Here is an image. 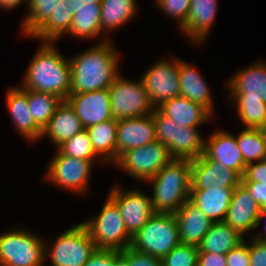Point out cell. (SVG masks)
Masks as SVG:
<instances>
[{"mask_svg":"<svg viewBox=\"0 0 266 266\" xmlns=\"http://www.w3.org/2000/svg\"><path fill=\"white\" fill-rule=\"evenodd\" d=\"M153 115L156 140L164 144L170 156L193 160L204 153L205 138L200 127H182L158 108Z\"/></svg>","mask_w":266,"mask_h":266,"instance_id":"cell-5","label":"cell"},{"mask_svg":"<svg viewBox=\"0 0 266 266\" xmlns=\"http://www.w3.org/2000/svg\"><path fill=\"white\" fill-rule=\"evenodd\" d=\"M172 58L161 57L140 77L155 108L180 95L179 58Z\"/></svg>","mask_w":266,"mask_h":266,"instance_id":"cell-12","label":"cell"},{"mask_svg":"<svg viewBox=\"0 0 266 266\" xmlns=\"http://www.w3.org/2000/svg\"><path fill=\"white\" fill-rule=\"evenodd\" d=\"M117 123L113 118L86 128L95 153L109 166L116 162Z\"/></svg>","mask_w":266,"mask_h":266,"instance_id":"cell-31","label":"cell"},{"mask_svg":"<svg viewBox=\"0 0 266 266\" xmlns=\"http://www.w3.org/2000/svg\"><path fill=\"white\" fill-rule=\"evenodd\" d=\"M260 210L259 204L251 196L248 189L240 183L234 188L224 221L244 238H247V234L252 236L255 230Z\"/></svg>","mask_w":266,"mask_h":266,"instance_id":"cell-17","label":"cell"},{"mask_svg":"<svg viewBox=\"0 0 266 266\" xmlns=\"http://www.w3.org/2000/svg\"><path fill=\"white\" fill-rule=\"evenodd\" d=\"M20 88L50 93L63 101L71 93V66L69 59L56 47L57 42H38Z\"/></svg>","mask_w":266,"mask_h":266,"instance_id":"cell-2","label":"cell"},{"mask_svg":"<svg viewBox=\"0 0 266 266\" xmlns=\"http://www.w3.org/2000/svg\"><path fill=\"white\" fill-rule=\"evenodd\" d=\"M84 129L74 109L67 101H62L55 113L43 128L40 140L48 138L57 149L63 142ZM56 146V147H55Z\"/></svg>","mask_w":266,"mask_h":266,"instance_id":"cell-26","label":"cell"},{"mask_svg":"<svg viewBox=\"0 0 266 266\" xmlns=\"http://www.w3.org/2000/svg\"><path fill=\"white\" fill-rule=\"evenodd\" d=\"M84 3H91V4H93V3H96V4H101V2L103 1V0H82Z\"/></svg>","mask_w":266,"mask_h":266,"instance_id":"cell-48","label":"cell"},{"mask_svg":"<svg viewBox=\"0 0 266 266\" xmlns=\"http://www.w3.org/2000/svg\"><path fill=\"white\" fill-rule=\"evenodd\" d=\"M120 54L115 43L108 40L69 57L71 93L108 89L121 73Z\"/></svg>","mask_w":266,"mask_h":266,"instance_id":"cell-1","label":"cell"},{"mask_svg":"<svg viewBox=\"0 0 266 266\" xmlns=\"http://www.w3.org/2000/svg\"><path fill=\"white\" fill-rule=\"evenodd\" d=\"M235 187H210L191 190L190 201L212 221H224L231 203Z\"/></svg>","mask_w":266,"mask_h":266,"instance_id":"cell-27","label":"cell"},{"mask_svg":"<svg viewBox=\"0 0 266 266\" xmlns=\"http://www.w3.org/2000/svg\"><path fill=\"white\" fill-rule=\"evenodd\" d=\"M121 262L125 266H159L162 263L160 259L139 252L130 246L121 251Z\"/></svg>","mask_w":266,"mask_h":266,"instance_id":"cell-39","label":"cell"},{"mask_svg":"<svg viewBox=\"0 0 266 266\" xmlns=\"http://www.w3.org/2000/svg\"><path fill=\"white\" fill-rule=\"evenodd\" d=\"M227 80L224 86L228 90V99H260L266 102V60L240 67Z\"/></svg>","mask_w":266,"mask_h":266,"instance_id":"cell-14","label":"cell"},{"mask_svg":"<svg viewBox=\"0 0 266 266\" xmlns=\"http://www.w3.org/2000/svg\"><path fill=\"white\" fill-rule=\"evenodd\" d=\"M218 1L191 0L185 24L179 29L183 37H187L196 46L206 42L217 16Z\"/></svg>","mask_w":266,"mask_h":266,"instance_id":"cell-20","label":"cell"},{"mask_svg":"<svg viewBox=\"0 0 266 266\" xmlns=\"http://www.w3.org/2000/svg\"><path fill=\"white\" fill-rule=\"evenodd\" d=\"M61 0H28L27 10L22 19L20 32L30 38L51 16Z\"/></svg>","mask_w":266,"mask_h":266,"instance_id":"cell-33","label":"cell"},{"mask_svg":"<svg viewBox=\"0 0 266 266\" xmlns=\"http://www.w3.org/2000/svg\"><path fill=\"white\" fill-rule=\"evenodd\" d=\"M236 141L246 165L262 160L265 148L264 129L243 128L236 135Z\"/></svg>","mask_w":266,"mask_h":266,"instance_id":"cell-35","label":"cell"},{"mask_svg":"<svg viewBox=\"0 0 266 266\" xmlns=\"http://www.w3.org/2000/svg\"><path fill=\"white\" fill-rule=\"evenodd\" d=\"M138 11L137 0H103L100 14L101 33L108 40H112V32L129 23Z\"/></svg>","mask_w":266,"mask_h":266,"instance_id":"cell-28","label":"cell"},{"mask_svg":"<svg viewBox=\"0 0 266 266\" xmlns=\"http://www.w3.org/2000/svg\"><path fill=\"white\" fill-rule=\"evenodd\" d=\"M146 184L150 185L154 213L174 214L190 199L191 160L173 158Z\"/></svg>","mask_w":266,"mask_h":266,"instance_id":"cell-3","label":"cell"},{"mask_svg":"<svg viewBox=\"0 0 266 266\" xmlns=\"http://www.w3.org/2000/svg\"><path fill=\"white\" fill-rule=\"evenodd\" d=\"M250 192L251 196L259 204L260 208H266V184L260 182H241Z\"/></svg>","mask_w":266,"mask_h":266,"instance_id":"cell-44","label":"cell"},{"mask_svg":"<svg viewBox=\"0 0 266 266\" xmlns=\"http://www.w3.org/2000/svg\"><path fill=\"white\" fill-rule=\"evenodd\" d=\"M63 155L83 160H91L94 164L107 165L93 149L89 133L86 129L75 134L57 148ZM98 161V163H97Z\"/></svg>","mask_w":266,"mask_h":266,"instance_id":"cell-36","label":"cell"},{"mask_svg":"<svg viewBox=\"0 0 266 266\" xmlns=\"http://www.w3.org/2000/svg\"><path fill=\"white\" fill-rule=\"evenodd\" d=\"M154 3L165 17L177 22V28L185 24L191 0H154Z\"/></svg>","mask_w":266,"mask_h":266,"instance_id":"cell-38","label":"cell"},{"mask_svg":"<svg viewBox=\"0 0 266 266\" xmlns=\"http://www.w3.org/2000/svg\"><path fill=\"white\" fill-rule=\"evenodd\" d=\"M156 141L153 115L118 120L116 161L126 151Z\"/></svg>","mask_w":266,"mask_h":266,"instance_id":"cell-19","label":"cell"},{"mask_svg":"<svg viewBox=\"0 0 266 266\" xmlns=\"http://www.w3.org/2000/svg\"><path fill=\"white\" fill-rule=\"evenodd\" d=\"M157 108L181 128L201 127L209 124L211 119L215 120V116L207 108L181 95L164 101Z\"/></svg>","mask_w":266,"mask_h":266,"instance_id":"cell-23","label":"cell"},{"mask_svg":"<svg viewBox=\"0 0 266 266\" xmlns=\"http://www.w3.org/2000/svg\"><path fill=\"white\" fill-rule=\"evenodd\" d=\"M227 130L218 128L205 139L204 153L206 159H212L236 171L241 177L246 164L240 151L236 135Z\"/></svg>","mask_w":266,"mask_h":266,"instance_id":"cell-18","label":"cell"},{"mask_svg":"<svg viewBox=\"0 0 266 266\" xmlns=\"http://www.w3.org/2000/svg\"><path fill=\"white\" fill-rule=\"evenodd\" d=\"M198 252L197 246L180 243L161 262L164 266H197Z\"/></svg>","mask_w":266,"mask_h":266,"instance_id":"cell-37","label":"cell"},{"mask_svg":"<svg viewBox=\"0 0 266 266\" xmlns=\"http://www.w3.org/2000/svg\"><path fill=\"white\" fill-rule=\"evenodd\" d=\"M263 219H266V208H263L259 211L256 227L254 230L255 233H253L251 237L255 240L266 242V224L263 227L264 229H262L263 232L258 229L260 228L261 223L264 221Z\"/></svg>","mask_w":266,"mask_h":266,"instance_id":"cell-46","label":"cell"},{"mask_svg":"<svg viewBox=\"0 0 266 266\" xmlns=\"http://www.w3.org/2000/svg\"><path fill=\"white\" fill-rule=\"evenodd\" d=\"M182 244L199 246L213 222L194 205L186 201L175 213Z\"/></svg>","mask_w":266,"mask_h":266,"instance_id":"cell-24","label":"cell"},{"mask_svg":"<svg viewBox=\"0 0 266 266\" xmlns=\"http://www.w3.org/2000/svg\"><path fill=\"white\" fill-rule=\"evenodd\" d=\"M116 266H125L121 261Z\"/></svg>","mask_w":266,"mask_h":266,"instance_id":"cell-50","label":"cell"},{"mask_svg":"<svg viewBox=\"0 0 266 266\" xmlns=\"http://www.w3.org/2000/svg\"><path fill=\"white\" fill-rule=\"evenodd\" d=\"M21 89L27 94L30 113L35 123L43 130L63 100L50 93Z\"/></svg>","mask_w":266,"mask_h":266,"instance_id":"cell-34","label":"cell"},{"mask_svg":"<svg viewBox=\"0 0 266 266\" xmlns=\"http://www.w3.org/2000/svg\"><path fill=\"white\" fill-rule=\"evenodd\" d=\"M107 196L117 205L124 220L127 232L133 236L154 214L151 197L138 188H122L121 183H114Z\"/></svg>","mask_w":266,"mask_h":266,"instance_id":"cell-13","label":"cell"},{"mask_svg":"<svg viewBox=\"0 0 266 266\" xmlns=\"http://www.w3.org/2000/svg\"><path fill=\"white\" fill-rule=\"evenodd\" d=\"M226 255L198 252L197 266H227Z\"/></svg>","mask_w":266,"mask_h":266,"instance_id":"cell-45","label":"cell"},{"mask_svg":"<svg viewBox=\"0 0 266 266\" xmlns=\"http://www.w3.org/2000/svg\"><path fill=\"white\" fill-rule=\"evenodd\" d=\"M227 266H250L249 245L243 240L226 254Z\"/></svg>","mask_w":266,"mask_h":266,"instance_id":"cell-41","label":"cell"},{"mask_svg":"<svg viewBox=\"0 0 266 266\" xmlns=\"http://www.w3.org/2000/svg\"><path fill=\"white\" fill-rule=\"evenodd\" d=\"M22 3L27 6L28 0H0V11L11 12V10L17 9Z\"/></svg>","mask_w":266,"mask_h":266,"instance_id":"cell-47","label":"cell"},{"mask_svg":"<svg viewBox=\"0 0 266 266\" xmlns=\"http://www.w3.org/2000/svg\"><path fill=\"white\" fill-rule=\"evenodd\" d=\"M66 101L76 112L84 129L114 118L108 89L70 93Z\"/></svg>","mask_w":266,"mask_h":266,"instance_id":"cell-15","label":"cell"},{"mask_svg":"<svg viewBox=\"0 0 266 266\" xmlns=\"http://www.w3.org/2000/svg\"><path fill=\"white\" fill-rule=\"evenodd\" d=\"M242 177L219 162L206 159L203 155L191 160V190L210 187H236Z\"/></svg>","mask_w":266,"mask_h":266,"instance_id":"cell-16","label":"cell"},{"mask_svg":"<svg viewBox=\"0 0 266 266\" xmlns=\"http://www.w3.org/2000/svg\"><path fill=\"white\" fill-rule=\"evenodd\" d=\"M180 243L175 215L154 213L132 236L130 247L162 260Z\"/></svg>","mask_w":266,"mask_h":266,"instance_id":"cell-7","label":"cell"},{"mask_svg":"<svg viewBox=\"0 0 266 266\" xmlns=\"http://www.w3.org/2000/svg\"><path fill=\"white\" fill-rule=\"evenodd\" d=\"M241 182H260L266 184V162L261 160L247 164Z\"/></svg>","mask_w":266,"mask_h":266,"instance_id":"cell-43","label":"cell"},{"mask_svg":"<svg viewBox=\"0 0 266 266\" xmlns=\"http://www.w3.org/2000/svg\"><path fill=\"white\" fill-rule=\"evenodd\" d=\"M49 166L42 176L46 183L78 196L88 195L95 164L91 160H83L63 155L58 149L49 160Z\"/></svg>","mask_w":266,"mask_h":266,"instance_id":"cell-8","label":"cell"},{"mask_svg":"<svg viewBox=\"0 0 266 266\" xmlns=\"http://www.w3.org/2000/svg\"><path fill=\"white\" fill-rule=\"evenodd\" d=\"M81 8L82 9L73 16L69 33L66 36L83 41L95 40L97 37L101 38H97L98 42L96 43L108 41L101 33V4H89L87 2L84 3Z\"/></svg>","mask_w":266,"mask_h":266,"instance_id":"cell-29","label":"cell"},{"mask_svg":"<svg viewBox=\"0 0 266 266\" xmlns=\"http://www.w3.org/2000/svg\"><path fill=\"white\" fill-rule=\"evenodd\" d=\"M82 0H61L49 19L30 37L39 42H58L69 33L73 16L81 10Z\"/></svg>","mask_w":266,"mask_h":266,"instance_id":"cell-22","label":"cell"},{"mask_svg":"<svg viewBox=\"0 0 266 266\" xmlns=\"http://www.w3.org/2000/svg\"><path fill=\"white\" fill-rule=\"evenodd\" d=\"M6 109L22 139L29 143L40 140L42 129L35 123L28 104L27 94L17 85L5 93Z\"/></svg>","mask_w":266,"mask_h":266,"instance_id":"cell-21","label":"cell"},{"mask_svg":"<svg viewBox=\"0 0 266 266\" xmlns=\"http://www.w3.org/2000/svg\"><path fill=\"white\" fill-rule=\"evenodd\" d=\"M53 240H45V266L47 262L51 266H83L97 249L82 222L63 230Z\"/></svg>","mask_w":266,"mask_h":266,"instance_id":"cell-4","label":"cell"},{"mask_svg":"<svg viewBox=\"0 0 266 266\" xmlns=\"http://www.w3.org/2000/svg\"><path fill=\"white\" fill-rule=\"evenodd\" d=\"M244 240V237L225 221L213 222L198 246L199 252L226 255Z\"/></svg>","mask_w":266,"mask_h":266,"instance_id":"cell-30","label":"cell"},{"mask_svg":"<svg viewBox=\"0 0 266 266\" xmlns=\"http://www.w3.org/2000/svg\"><path fill=\"white\" fill-rule=\"evenodd\" d=\"M45 239L30 228L0 233V266H45Z\"/></svg>","mask_w":266,"mask_h":266,"instance_id":"cell-6","label":"cell"},{"mask_svg":"<svg viewBox=\"0 0 266 266\" xmlns=\"http://www.w3.org/2000/svg\"><path fill=\"white\" fill-rule=\"evenodd\" d=\"M121 261V251L96 249L83 266H116Z\"/></svg>","mask_w":266,"mask_h":266,"instance_id":"cell-40","label":"cell"},{"mask_svg":"<svg viewBox=\"0 0 266 266\" xmlns=\"http://www.w3.org/2000/svg\"><path fill=\"white\" fill-rule=\"evenodd\" d=\"M262 160H263L264 162H266V130H265V148H264V153H263V158H262Z\"/></svg>","mask_w":266,"mask_h":266,"instance_id":"cell-49","label":"cell"},{"mask_svg":"<svg viewBox=\"0 0 266 266\" xmlns=\"http://www.w3.org/2000/svg\"><path fill=\"white\" fill-rule=\"evenodd\" d=\"M172 159L167 147L156 140L143 147L126 151L112 166L121 172L123 171L131 179L145 183Z\"/></svg>","mask_w":266,"mask_h":266,"instance_id":"cell-11","label":"cell"},{"mask_svg":"<svg viewBox=\"0 0 266 266\" xmlns=\"http://www.w3.org/2000/svg\"><path fill=\"white\" fill-rule=\"evenodd\" d=\"M82 223L97 249L123 251L131 244L132 236L126 230L120 210L108 196L101 210Z\"/></svg>","mask_w":266,"mask_h":266,"instance_id":"cell-9","label":"cell"},{"mask_svg":"<svg viewBox=\"0 0 266 266\" xmlns=\"http://www.w3.org/2000/svg\"><path fill=\"white\" fill-rule=\"evenodd\" d=\"M244 240L249 245L250 266H266V242L255 240L251 236Z\"/></svg>","mask_w":266,"mask_h":266,"instance_id":"cell-42","label":"cell"},{"mask_svg":"<svg viewBox=\"0 0 266 266\" xmlns=\"http://www.w3.org/2000/svg\"><path fill=\"white\" fill-rule=\"evenodd\" d=\"M243 128L266 130V102L260 99H228Z\"/></svg>","mask_w":266,"mask_h":266,"instance_id":"cell-32","label":"cell"},{"mask_svg":"<svg viewBox=\"0 0 266 266\" xmlns=\"http://www.w3.org/2000/svg\"><path fill=\"white\" fill-rule=\"evenodd\" d=\"M111 111L116 120L138 118L153 114L151 103L141 78L127 79L120 73L108 88Z\"/></svg>","mask_w":266,"mask_h":266,"instance_id":"cell-10","label":"cell"},{"mask_svg":"<svg viewBox=\"0 0 266 266\" xmlns=\"http://www.w3.org/2000/svg\"><path fill=\"white\" fill-rule=\"evenodd\" d=\"M197 69L190 62L179 58L180 95L204 106L217 116L210 86Z\"/></svg>","mask_w":266,"mask_h":266,"instance_id":"cell-25","label":"cell"}]
</instances>
